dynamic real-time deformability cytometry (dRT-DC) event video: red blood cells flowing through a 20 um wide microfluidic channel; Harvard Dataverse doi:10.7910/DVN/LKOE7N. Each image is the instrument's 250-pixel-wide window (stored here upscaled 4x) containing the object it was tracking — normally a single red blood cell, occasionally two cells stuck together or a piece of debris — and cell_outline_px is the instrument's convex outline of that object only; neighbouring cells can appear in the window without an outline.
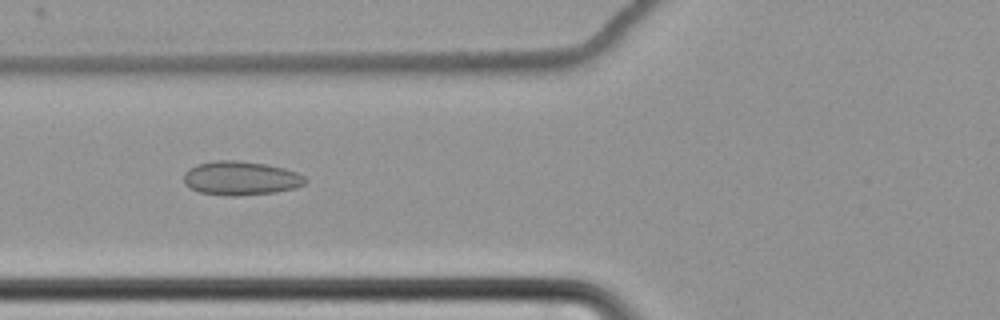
{"species": "common noctule bat (a hibernating species)", "species_latin": "Nyctalus noctula", "temperature_condition": "cold", "stored_images_in_passage": 46, "camera_frame_rate_fps": 3000, "um_per_image_px": 0.085, "animal": {"sex": "female", "body_mass_g": 22.7, "forearm_length_mm": 54.2}, "frame": {"image": 1, "passage_image": 10, "time_ms": 3.0, "image_size_px": [1000, 320], "cell_outline_px": [[308, 180], [304, 184], [296, 188], [276, 192], [236, 196], [232, 196], [200, 192], [184, 184], [184, 172], [188, 168], [196, 164], [216, 160], [236, 160], [264, 164], [284, 168], [296, 172], [304, 176]], "centroid_in_image_um": [20.46, 15.14], "position_along_channel_um": 105.3, "area_um2": 24.04}}
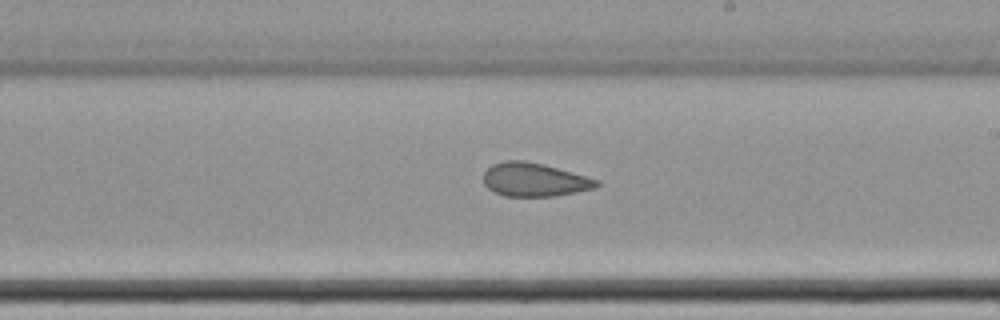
{"frame": {"image": 2, "passage_image": 22, "time_ms": 7.0, "image_size_px": [1000, 320], "cell_outline_px": [[600, 184], [596, 188], [576, 192], [552, 196], [504, 196], [488, 188], [484, 184], [484, 172], [492, 164], [504, 160], [524, 160], [544, 164], [600, 180]], "centroid_in_image_um": [45.43, 15.26], "position_along_channel_um": 243.6, "area_um2": 22.14}}
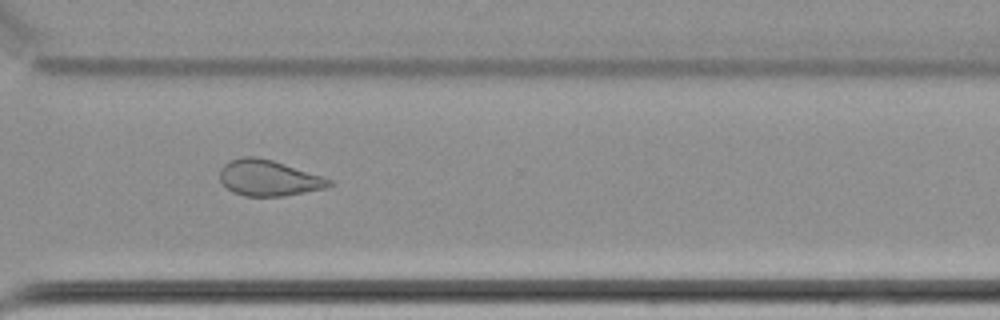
{"frame": {"image": 3, "passage_image": 31, "time_ms": 10.0, "image_size_px": [1000, 320], "cell_outline_px": [[336, 184], [324, 188], [284, 196], [244, 196], [232, 192], [220, 180], [220, 168], [224, 164], [232, 160], [244, 156], [256, 156], [272, 160], [332, 180]], "centroid_in_image_um": [22.81, 15.13], "position_along_channel_um": 347.8, "area_um2": 22.6}, "authors_computed_cell_mechanics": {"area_um2": 23.7558, "velocity_mm_per_s": 3.4547, "shape_relaxation_time_tau1_ms": null, "shape_relaxation_time_tau2_ms": 2.9133, "deformation_change_tau1": null, "deformation_change_tau2": 0.0854}}